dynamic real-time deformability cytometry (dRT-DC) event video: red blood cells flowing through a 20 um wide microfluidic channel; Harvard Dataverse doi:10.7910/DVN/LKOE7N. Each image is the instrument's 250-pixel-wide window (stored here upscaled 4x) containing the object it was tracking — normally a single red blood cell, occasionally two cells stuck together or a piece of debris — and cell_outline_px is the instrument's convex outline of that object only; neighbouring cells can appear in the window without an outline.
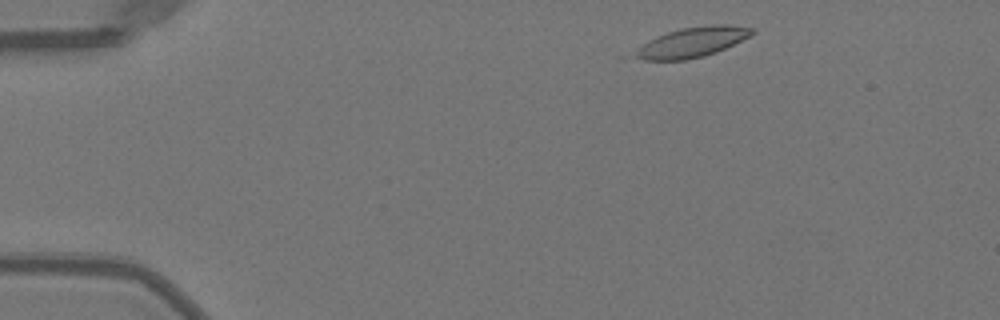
{"species": "Egyptian fruit bat (a non-hibernating species)", "species_latin": "Rousettus aegyptiacus", "temperature_condition": "warm", "stored_images_in_passage": 15, "camera_frame_rate_fps": 3000, "um_per_image_px": 0.085, "animal": {"sex": "female"}, "frame": {"image": 1, "passage_image": 1, "time_ms": 0.0, "image_size_px": [1000, 320], "cell_outline_px": [[756, 32], [716, 52], [704, 56], [684, 60], [644, 60], [636, 56], [636, 52], [648, 40], [656, 36], [680, 28], [712, 24], [728, 24], [756, 28]], "centroid_in_image_um": [58.88, 3.56], "position_along_channel_um": 26.1, "area_um2": 20.11}}
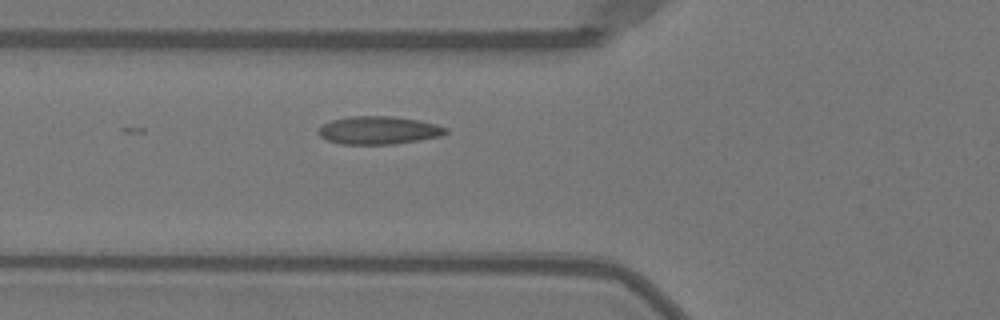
{"frame": {"image": 2, "passage_image": 12, "time_ms": 3.667, "image_size_px": [1000, 320], "cell_outline_px": [[448, 132], [440, 136], [392, 144], [340, 144], [328, 140], [320, 136], [320, 128], [324, 124], [332, 120], [348, 116], [392, 116], [420, 120], [436, 124], [448, 128]], "centroid_in_image_um": [32.21, 11.06], "position_along_channel_um": 93.6, "area_um2": 20.58}}
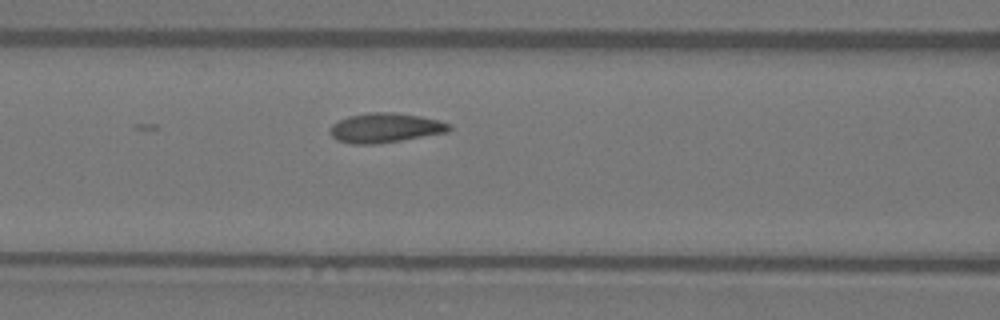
{"frame": {"image": 3, "passage_image": 15, "time_ms": 4.667, "image_size_px": [1000, 320], "cell_outline_px": [[452, 128], [448, 132], [376, 144], [352, 144], [336, 140], [328, 132], [328, 128], [332, 124], [348, 116], [368, 112], [396, 112], [420, 116], [440, 120], [452, 124]], "centroid_in_image_um": [32.73, 10.86], "position_along_channel_um": 133.9, "area_um2": 20.75}}